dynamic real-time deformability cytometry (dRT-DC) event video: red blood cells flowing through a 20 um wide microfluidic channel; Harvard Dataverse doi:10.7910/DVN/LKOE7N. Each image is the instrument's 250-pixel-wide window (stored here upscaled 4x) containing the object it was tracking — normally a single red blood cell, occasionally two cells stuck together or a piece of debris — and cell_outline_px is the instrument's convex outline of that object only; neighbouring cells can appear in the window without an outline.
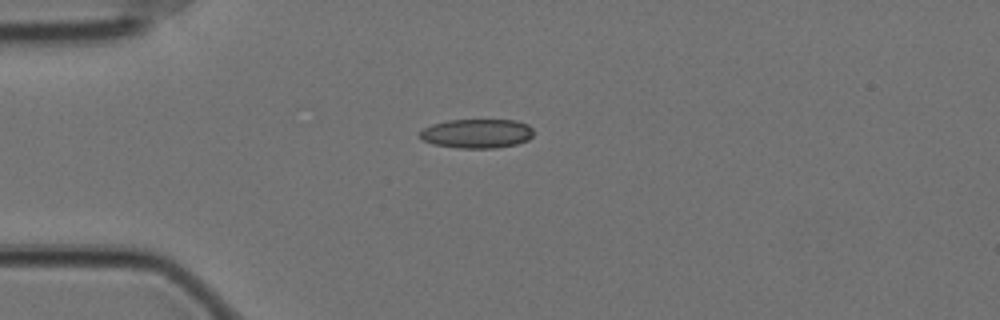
{"species": "Egyptian fruit bat (a non-hibernating species)", "species_latin": "Rousettus aegyptiacus", "temperature_condition": "cold", "stored_images_in_passage": 44, "camera_frame_rate_fps": 3000, "um_per_image_px": 0.085, "animal": {"sex": "female"}, "frame": {"image": 1, "passage_image": 1, "time_ms": 0.0, "image_size_px": [1000, 320], "cell_outline_px": [[532, 136], [528, 140], [516, 144], [496, 148], [460, 148], [432, 144], [424, 140], [420, 136], [420, 132], [424, 128], [432, 124], [448, 120], [516, 120], [528, 124], [532, 128]], "centroid_in_image_um": [40.55, 11.35], "position_along_channel_um": 44.4, "area_um2": 19.31}}
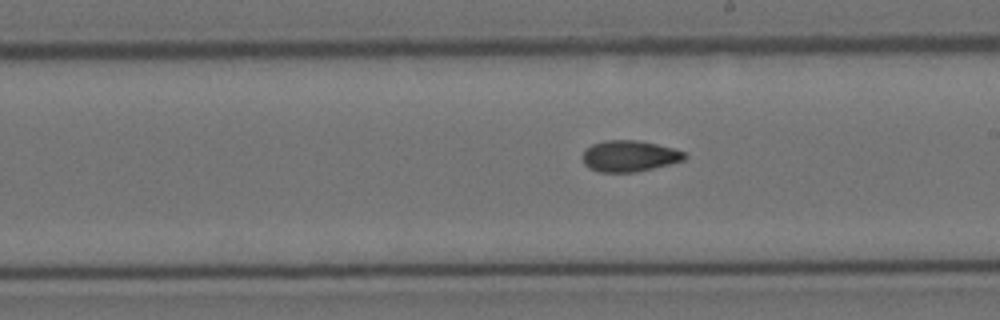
{"frame": {"image": 2, "passage_image": 19, "time_ms": 6.0, "image_size_px": [1000, 320], "cell_outline_px": [[688, 156], [684, 160], [636, 172], [600, 172], [588, 168], [584, 164], [580, 156], [584, 148], [592, 144], [604, 140], [636, 140], [656, 144], [672, 148], [684, 152]], "centroid_in_image_um": [53.42, 13.26], "position_along_channel_um": 235.6, "area_um2": 18.67}}
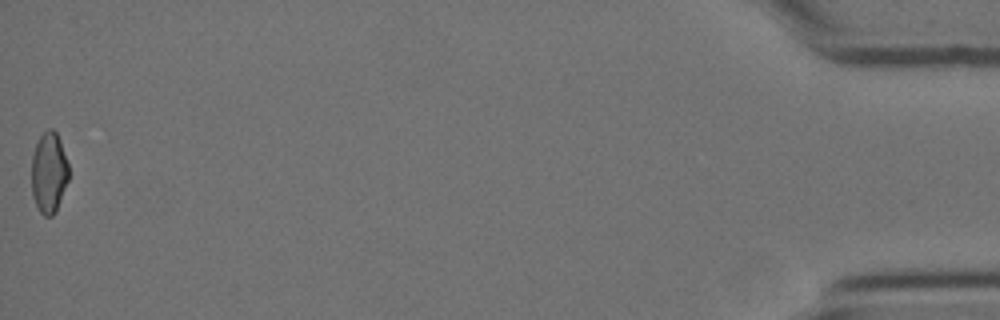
{"frame": {"image": 3, "passage_image": 44, "time_ms": 14.333, "image_size_px": [1000, 320], "cell_outline_px": [[68, 180], [56, 212], [52, 216], [44, 216], [40, 212], [32, 196], [32, 156], [36, 144], [40, 136], [48, 128], [52, 128], [56, 132], [60, 140], [68, 164]], "centroid_in_image_um": [4.16, 14.68], "position_along_channel_um": 431.0, "area_um2": 17.46}, "authors_computed_cell_mechanics": {"area_um2": 18.4093, "velocity_mm_per_s": 3.5128, "shape_relaxation_time_tau1_ms": null, "shape_relaxation_time_tau2_ms": 8.6919, "deformation_change_tau1": null, "deformation_change_tau2": 0.1214}}